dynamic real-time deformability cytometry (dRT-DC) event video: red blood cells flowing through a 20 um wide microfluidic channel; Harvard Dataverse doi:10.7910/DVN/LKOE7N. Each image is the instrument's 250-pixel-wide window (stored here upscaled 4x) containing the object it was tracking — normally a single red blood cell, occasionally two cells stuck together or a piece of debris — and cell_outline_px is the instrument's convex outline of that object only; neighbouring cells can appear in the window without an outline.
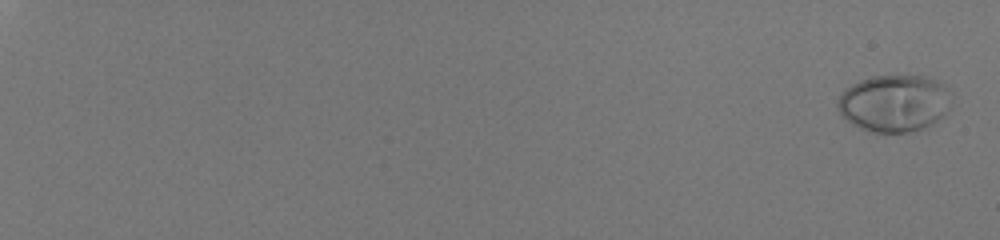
{"species": "human", "species_latin": "Homo sapiens", "temperature_condition": "room temperature", "stored_images_in_passage": 58, "camera_frame_rate_fps": 3000, "um_per_image_px": 0.085, "donor": {"sex": "male"}, "frame": {"image": 1, "passage_image": 2, "time_ms": 0.333, "image_size_px": [1000, 240], "cell_outline_px": [[952, 108], [932, 124], [924, 128], [908, 132], [868, 132], [852, 124], [840, 112], [836, 104], [840, 96], [852, 84], [860, 80], [872, 76], [928, 76], [940, 80], [948, 84], [952, 92]], "centroid_in_image_um": [76.11, 8.76], "position_along_channel_um": 8.9, "area_um2": 38.38}}
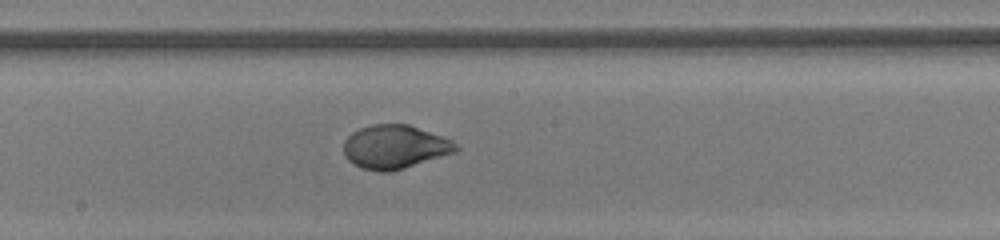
{"frame": {"image": 2, "passage_image": 38, "time_ms": 12.333, "image_size_px": [1000, 240], "cell_outline_px": [[460, 148], [456, 152], [404, 168], [388, 172], [380, 172], [360, 168], [352, 164], [344, 156], [344, 140], [352, 132], [360, 128], [372, 124], [408, 124], [444, 136], [452, 140]], "centroid_in_image_um": [33.55, 12.48], "position_along_channel_um": 214.6, "area_um2": 28.78}}
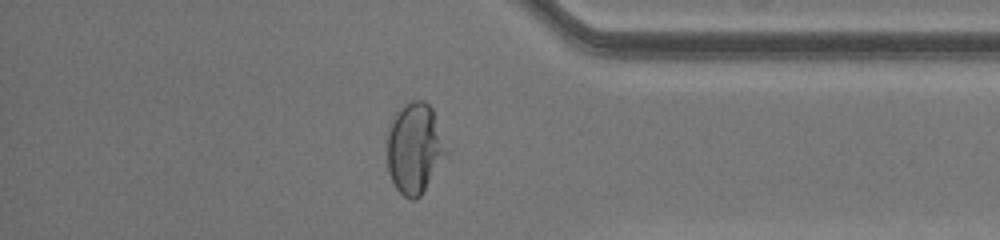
{"frame": {"image": 3, "passage_image": 52, "time_ms": 17.0, "image_size_px": [1000, 240], "cell_outline_px": [[448, 152], [420, 196], [416, 200], [412, 200], [404, 196], [396, 188], [392, 180], [388, 168], [388, 128], [392, 116], [404, 104], [412, 100], [424, 100], [432, 108]], "centroid_in_image_um": [35.23, 12.58], "position_along_channel_um": 400.0, "area_um2": 30.92}, "authors_computed_cell_mechanics": {"area_um2": 29.7092, "velocity_mm_per_s": 4.0972, "shape_relaxation_time_tau1_ms": 4.2903, "shape_relaxation_time_tau2_ms": null, "deformation_change_tau1": 0.2328, "deformation_change_tau2": null}}